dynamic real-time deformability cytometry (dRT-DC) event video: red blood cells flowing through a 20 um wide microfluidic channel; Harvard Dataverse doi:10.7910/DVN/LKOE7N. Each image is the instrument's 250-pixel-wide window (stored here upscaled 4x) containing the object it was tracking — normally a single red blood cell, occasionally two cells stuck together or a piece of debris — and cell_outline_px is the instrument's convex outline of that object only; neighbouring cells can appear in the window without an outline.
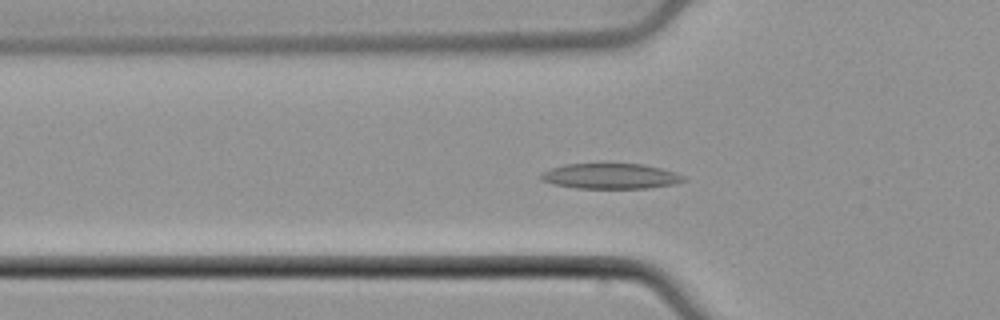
{"species": "common noctule bat (a hibernating species)", "species_latin": "Nyctalus noctula", "temperature_condition": "cold", "stored_images_in_passage": 41, "camera_frame_rate_fps": 3000, "um_per_image_px": 0.085, "animal": {"sex": "male", "body_mass_g": 21.5, "forearm_length_mm": 52.0}, "frame": {"image": 1, "passage_image": 12, "time_ms": 3.667, "image_size_px": [1000, 320], "cell_outline_px": [[688, 180], [676, 184], [648, 188], [576, 188], [552, 184], [540, 180], [540, 176], [544, 172], [552, 168], [564, 164], [644, 164], [676, 172], [684, 176]], "centroid_in_image_um": [51.93, 14.98], "position_along_channel_um": 73.9, "area_um2": 21.15}}
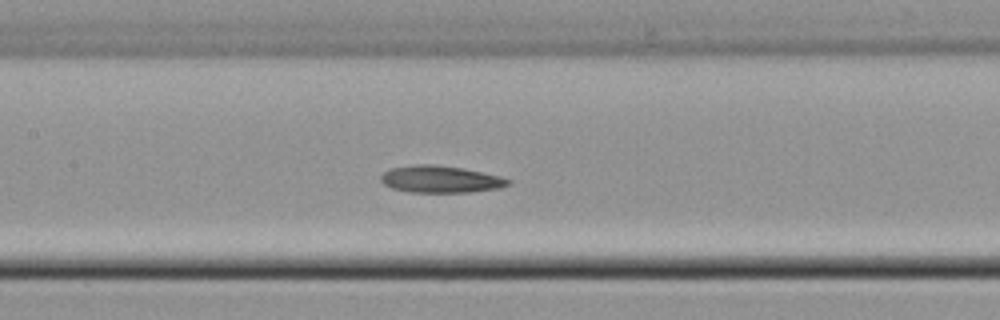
{"frame": {"image": 2, "passage_image": 19, "time_ms": 6.0, "image_size_px": [1000, 320], "cell_outline_px": [[512, 184], [500, 188], [468, 192], [408, 192], [392, 188], [384, 184], [380, 180], [380, 176], [384, 172], [392, 168], [416, 164], [432, 164], [460, 168], [500, 176], [512, 180]], "centroid_in_image_um": [37.45, 15.24], "position_along_channel_um": 170.0, "area_um2": 19.94}}
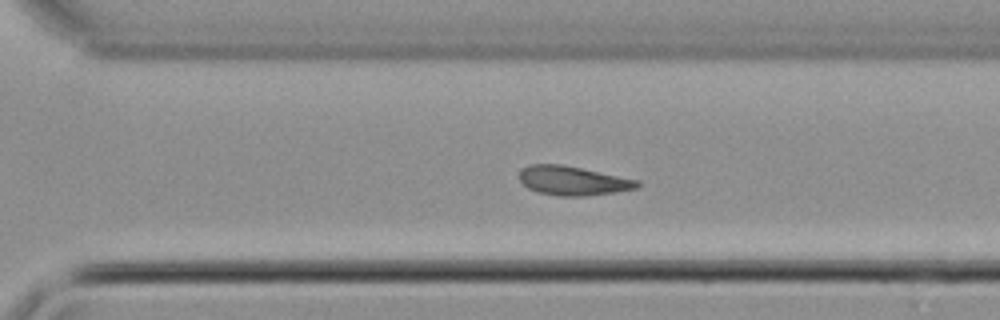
{"frame": {"image": 3, "passage_image": 30, "time_ms": 9.667, "image_size_px": [1000, 320], "cell_outline_px": [[640, 184], [636, 188], [616, 192], [584, 196], [556, 196], [540, 192], [528, 188], [520, 180], [520, 172], [528, 164], [564, 164], [640, 180]], "centroid_in_image_um": [48.72, 15.35], "position_along_channel_um": 321.9, "area_um2": 20.06}}